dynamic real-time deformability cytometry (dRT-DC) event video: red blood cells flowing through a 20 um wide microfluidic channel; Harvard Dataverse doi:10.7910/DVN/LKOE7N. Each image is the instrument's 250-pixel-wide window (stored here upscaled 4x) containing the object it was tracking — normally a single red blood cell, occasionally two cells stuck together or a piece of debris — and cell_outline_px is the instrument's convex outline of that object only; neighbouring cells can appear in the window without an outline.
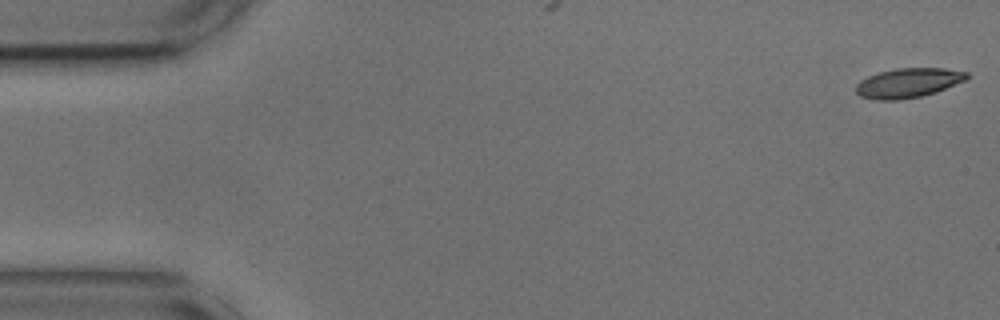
{"species": "common noctule bat (a hibernating species)", "species_latin": "Nyctalus noctula", "temperature_condition": "cold", "stored_images_in_passage": 6, "camera_frame_rate_fps": 3000, "um_per_image_px": 0.085, "animal": {"sex": "male", "body_mass_g": 17.9, "forearm_length_mm": 54.2}, "frame": {"image": 1, "passage_image": 1, "time_ms": 0.0, "image_size_px": [1000, 320], "cell_outline_px": [[968, 76], [964, 80], [936, 92], [920, 96], [900, 100], [876, 100], [860, 96], [856, 92], [856, 84], [860, 80], [868, 76], [880, 72], [896, 68], [944, 68], [968, 72]], "centroid_in_image_um": [77.16, 7.05], "position_along_channel_um": 7.8, "area_um2": 18.96}}